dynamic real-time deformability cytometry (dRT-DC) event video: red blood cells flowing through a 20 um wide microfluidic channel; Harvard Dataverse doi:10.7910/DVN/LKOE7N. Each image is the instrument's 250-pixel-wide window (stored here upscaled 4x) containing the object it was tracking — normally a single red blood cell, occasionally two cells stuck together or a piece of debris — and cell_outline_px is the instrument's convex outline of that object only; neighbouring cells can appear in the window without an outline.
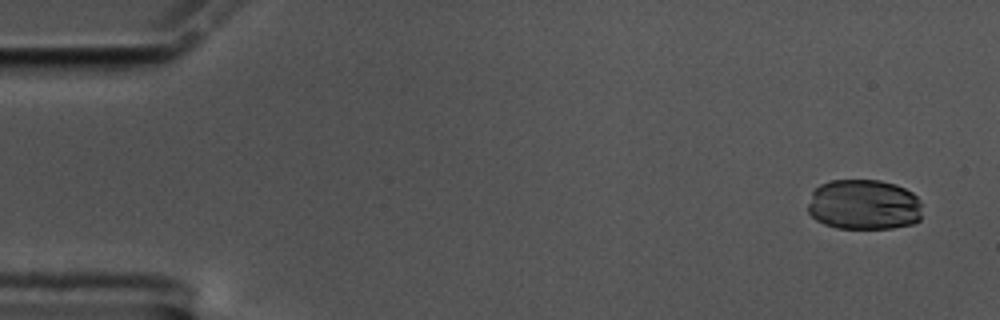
{"species": "common noctule bat (a hibernating species)", "species_latin": "Nyctalus noctula", "temperature_condition": "cold", "stored_images_in_passage": 57, "camera_frame_rate_fps": 3000, "um_per_image_px": 0.085, "animal": {"sex": "male", "body_mass_g": 17.5, "forearm_length_mm": 52.3}, "frame": {"image": 1, "passage_image": 3, "time_ms": 0.667, "image_size_px": [1000, 320], "cell_outline_px": [[920, 220], [912, 224], [892, 228], [836, 228], [824, 224], [816, 220], [808, 212], [808, 204], [812, 192], [820, 184], [832, 180], [880, 180], [896, 184], [912, 192], [920, 200]], "centroid_in_image_um": [73.42, 17.39], "position_along_channel_um": 11.6, "area_um2": 33.76}}
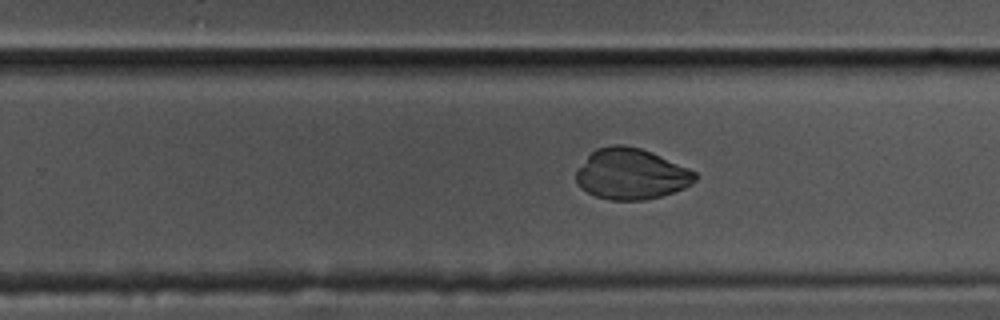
{"frame": {"image": 2, "passage_image": 36, "time_ms": 11.667, "image_size_px": [1000, 320], "cell_outline_px": [[696, 180], [692, 184], [684, 188], [660, 196], [644, 200], [612, 200], [596, 196], [580, 188], [576, 184], [576, 172], [588, 156], [596, 148], [612, 144], [624, 144], [640, 148], [652, 152], [688, 168], [696, 172]], "centroid_in_image_um": [53.64, 14.78], "position_along_channel_um": 276.2, "area_um2": 35.2}}
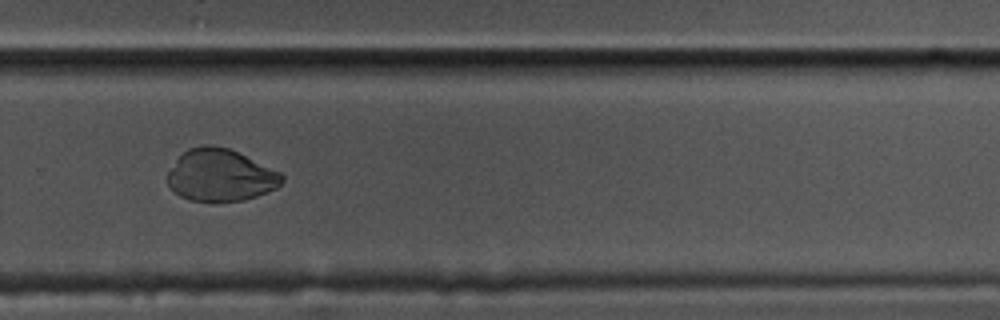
{"frame": {"image": 3, "passage_image": 39, "time_ms": 12.667, "image_size_px": [1000, 320], "cell_outline_px": [[284, 180], [276, 188], [256, 196], [244, 200], [188, 200], [180, 196], [168, 184], [168, 172], [176, 160], [188, 148], [204, 144], [212, 144], [228, 148], [280, 172], [284, 176]], "centroid_in_image_um": [18.74, 14.88], "position_along_channel_um": 311.1, "area_um2": 34.22}}